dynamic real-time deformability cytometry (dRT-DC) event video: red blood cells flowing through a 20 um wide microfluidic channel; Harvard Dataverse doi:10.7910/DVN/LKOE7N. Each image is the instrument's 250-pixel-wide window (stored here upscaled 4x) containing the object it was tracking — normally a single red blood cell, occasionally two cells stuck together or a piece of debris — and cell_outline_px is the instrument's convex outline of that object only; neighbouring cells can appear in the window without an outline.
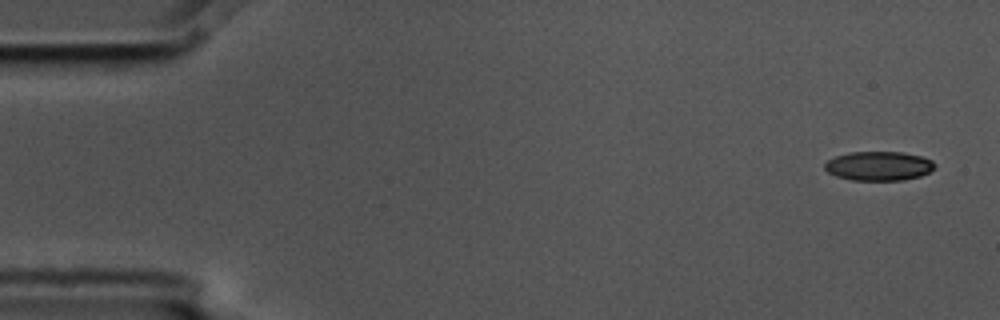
{"species": "common noctule bat (a hibernating species)", "species_latin": "Nyctalus noctula", "temperature_condition": "cold", "stored_images_in_passage": 7, "camera_frame_rate_fps": 3000, "um_per_image_px": 0.085, "animal": {"sex": "male", "body_mass_g": 17.5, "forearm_length_mm": 52.3}, "frame": {"image": 1, "passage_image": 1, "time_ms": 0.0, "image_size_px": [1000, 320], "cell_outline_px": [[936, 168], [920, 176], [904, 180], [852, 180], [836, 176], [828, 172], [824, 168], [824, 164], [828, 160], [836, 156], [848, 152], [900, 152], [920, 156], [932, 160], [936, 164]], "centroid_in_image_um": [74.7, 14.11], "position_along_channel_um": 10.3, "area_um2": 18.73}}
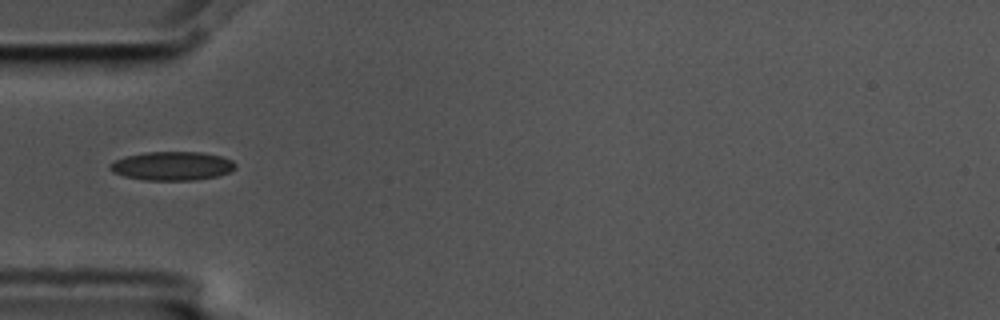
{"frame": {"image": 2, "passage_image": 3, "time_ms": 0.667, "image_size_px": [1000, 320], "cell_outline_px": [[236, 168], [228, 172], [216, 176], [196, 180], [144, 180], [124, 176], [112, 172], [108, 168], [108, 164], [124, 156], [144, 152], [200, 152], [220, 156], [232, 160], [236, 164]], "centroid_in_image_um": [14.59, 14.1], "position_along_channel_um": 70.4, "area_um2": 21.1}}